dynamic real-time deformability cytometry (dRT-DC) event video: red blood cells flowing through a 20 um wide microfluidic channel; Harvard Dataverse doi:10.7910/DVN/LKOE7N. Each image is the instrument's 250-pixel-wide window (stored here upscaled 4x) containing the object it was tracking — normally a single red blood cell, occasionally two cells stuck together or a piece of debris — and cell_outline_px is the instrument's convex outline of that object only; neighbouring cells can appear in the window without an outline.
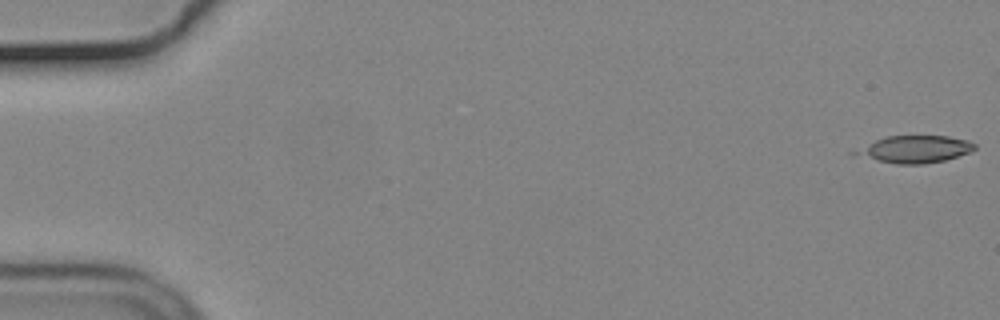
{"species": "common noctule bat (a hibernating species)", "species_latin": "Nyctalus noctula", "temperature_condition": "cold", "stored_images_in_passage": 15, "camera_frame_rate_fps": 3000, "um_per_image_px": 0.085, "animal": {"sex": "male", "body_mass_g": 19.2, "forearm_length_mm": 51.8}, "frame": {"image": 1, "passage_image": 1, "time_ms": 0.0, "image_size_px": [1000, 320], "cell_outline_px": [[976, 148], [972, 152], [944, 160], [924, 164], [896, 164], [852, 156], [848, 152], [876, 140], [888, 136], [948, 136], [968, 140], [976, 144]], "centroid_in_image_um": [77.71, 12.69], "position_along_channel_um": 7.3, "area_um2": 19.19}}
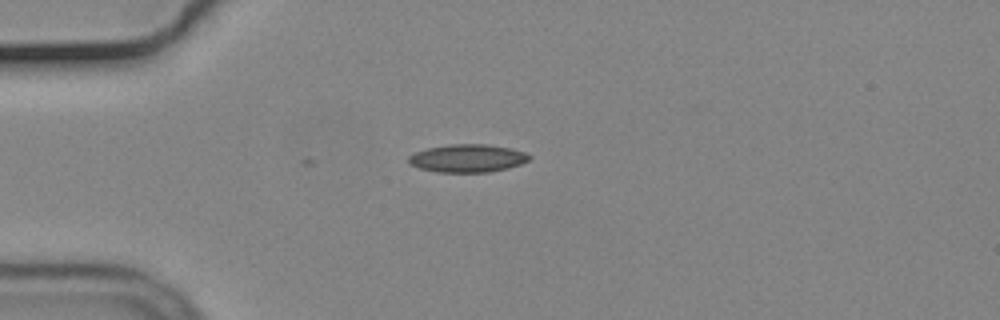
{"frame": {"image": 2, "passage_image": 15, "time_ms": 4.667, "image_size_px": [1000, 320], "cell_outline_px": [[532, 156], [528, 160], [520, 164], [508, 168], [488, 172], [436, 172], [420, 168], [408, 164], [408, 156], [416, 152], [428, 148], [452, 144], [488, 144], [512, 148], [524, 152]], "centroid_in_image_um": [39.74, 13.45], "position_along_channel_um": 45.3, "area_um2": 19.65}}